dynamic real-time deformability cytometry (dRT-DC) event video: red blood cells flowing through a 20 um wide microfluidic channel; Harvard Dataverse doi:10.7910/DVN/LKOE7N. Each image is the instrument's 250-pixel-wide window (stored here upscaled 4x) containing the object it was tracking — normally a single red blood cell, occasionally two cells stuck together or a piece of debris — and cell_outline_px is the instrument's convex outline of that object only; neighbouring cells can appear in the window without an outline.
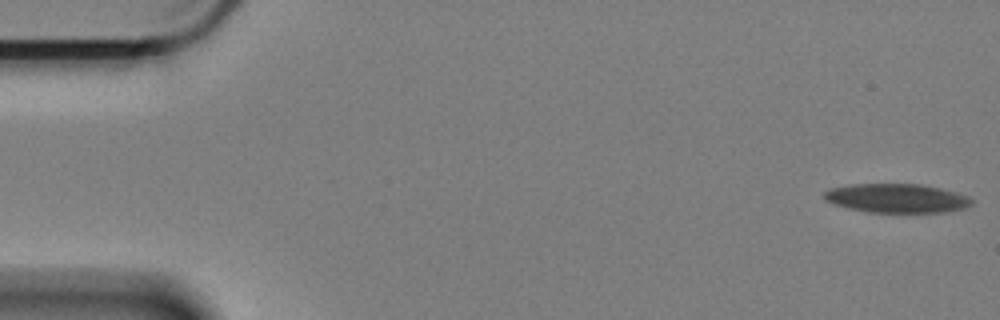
{"species": "Egyptian fruit bat (a non-hibernating species)", "species_latin": "Rousettus aegyptiacus", "temperature_condition": "cold", "stored_images_in_passage": 59, "camera_frame_rate_fps": 3000, "um_per_image_px": 0.085, "animal": {"sex": "female"}, "frame": {"image": 1, "passage_image": 1, "time_ms": 0.0, "image_size_px": [1000, 320], "cell_outline_px": [[972, 204], [964, 208], [944, 212], [868, 212], [836, 204], [824, 200], [824, 192], [832, 188], [848, 184], [920, 184], [940, 188], [956, 192], [968, 196], [972, 200]], "centroid_in_image_um": [76.24, 16.84], "position_along_channel_um": 8.8, "area_um2": 24.68}}
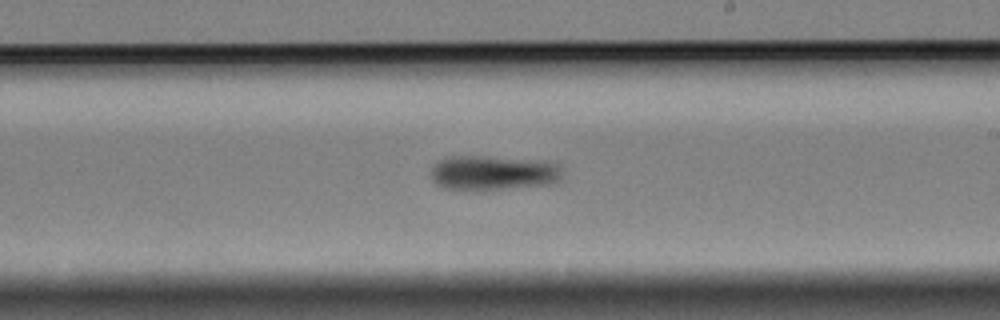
{"frame": {"image": 2, "passage_image": 34, "time_ms": 11.0, "image_size_px": [1000, 320], "cell_outline_px": [[560, 180], [548, 184], [476, 192], [444, 188], [436, 184], [432, 180], [432, 168], [436, 160], [444, 156], [488, 156], [548, 160], [556, 164], [560, 172]], "centroid_in_image_um": [41.85, 14.69], "position_along_channel_um": 247.2, "area_um2": 27.34}}
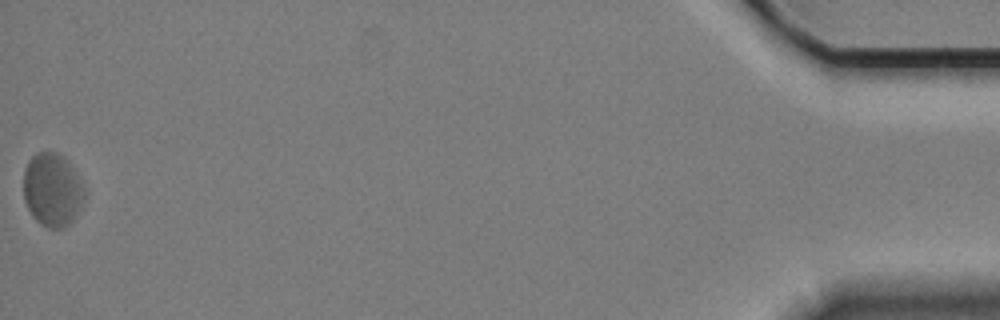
{"frame": {"image": 3, "passage_image": 59, "time_ms": 19.333, "image_size_px": [1000, 320], "cell_outline_px": [[88, 192], [76, 216], [68, 224], [60, 228], [48, 228], [40, 224], [32, 216], [24, 200], [24, 172], [28, 160], [36, 152], [56, 152], [72, 168]], "centroid_in_image_um": [4.45, 16.16], "position_along_channel_um": 430.7, "area_um2": 25.95}, "authors_computed_cell_mechanics": {"area_um2": 25.8944, "velocity_mm_per_s": 3.3505, "shape_relaxation_time_tau1_ms": 7.2198, "shape_relaxation_time_tau2_ms": null, "deformation_change_tau1": 0.1256, "deformation_change_tau2": null}}